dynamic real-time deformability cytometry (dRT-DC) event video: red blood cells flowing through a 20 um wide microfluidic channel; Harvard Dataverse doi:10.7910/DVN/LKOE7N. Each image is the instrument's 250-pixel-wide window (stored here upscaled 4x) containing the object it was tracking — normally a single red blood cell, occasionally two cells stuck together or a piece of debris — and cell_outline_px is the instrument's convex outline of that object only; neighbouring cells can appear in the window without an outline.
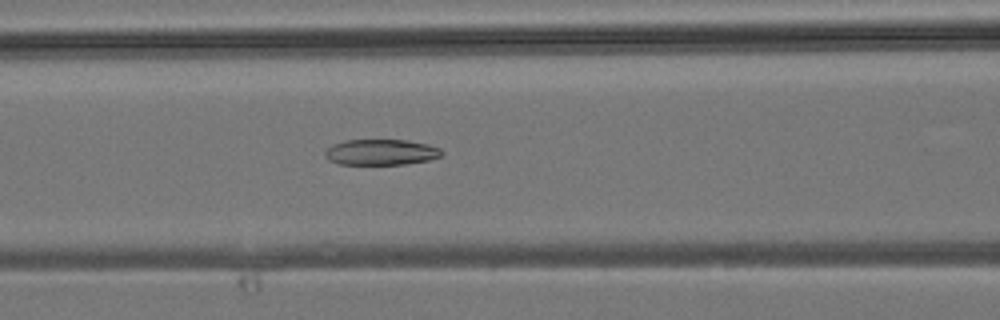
{"species": "common noctule bat (a hibernating species)", "species_latin": "Nyctalus noctula", "temperature_condition": "room temperature", "stored_images_in_passage": 34, "camera_frame_rate_fps": 3000, "um_per_image_px": 0.085, "animal": {"sex": "male", "body_mass_g": 19.2, "forearm_length_mm": 51.8}, "frame": {"image": 1, "passage_image": 10, "time_ms": 3.0, "image_size_px": [1000, 320], "cell_outline_px": [[444, 152], [440, 156], [428, 160], [404, 164], [340, 164], [328, 160], [324, 156], [324, 152], [332, 144], [344, 140], [408, 140], [428, 144], [440, 148]], "centroid_in_image_um": [32.37, 12.93], "position_along_channel_um": 134.2, "area_um2": 17.57}}
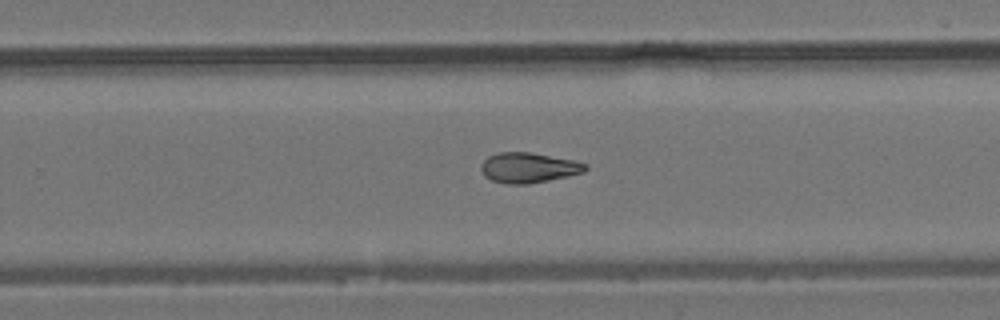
{"frame": {"image": 2, "passage_image": 19, "time_ms": 6.0, "image_size_px": [1000, 320], "cell_outline_px": [[588, 168], [584, 172], [568, 176], [528, 184], [508, 184], [492, 180], [484, 176], [480, 168], [480, 164], [488, 156], [496, 152], [532, 152], [572, 160], [588, 164]], "centroid_in_image_um": [44.9, 14.24], "position_along_channel_um": 284.9, "area_um2": 18.44}}
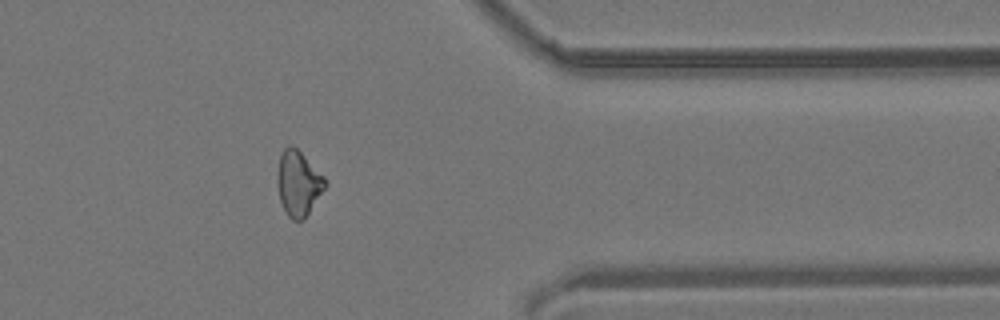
{"frame": {"image": 3, "passage_image": 26, "time_ms": 8.333, "image_size_px": [1000, 320], "cell_outline_px": [[328, 184], [308, 212], [300, 220], [292, 220], [288, 216], [280, 200], [276, 180], [276, 176], [280, 156], [284, 148], [288, 144], [292, 144], [324, 176]], "centroid_in_image_um": [25.34, 15.55], "position_along_channel_um": 386.1, "area_um2": 17.86}}